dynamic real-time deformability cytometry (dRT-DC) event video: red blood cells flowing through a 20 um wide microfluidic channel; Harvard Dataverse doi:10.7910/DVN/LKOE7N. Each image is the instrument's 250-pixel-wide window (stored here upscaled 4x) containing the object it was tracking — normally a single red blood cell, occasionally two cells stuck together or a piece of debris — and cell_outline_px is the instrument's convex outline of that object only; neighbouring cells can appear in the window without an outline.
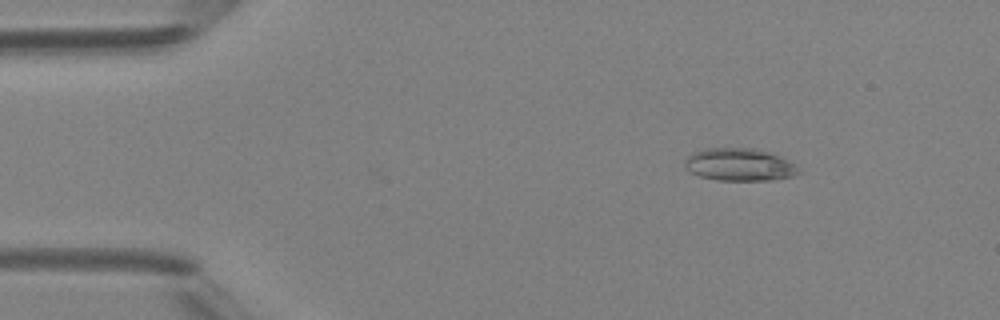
{"species": "Egyptian fruit bat (a non-hibernating species)", "species_latin": "Rousettus aegyptiacus", "temperature_condition": "room temperature", "stored_images_in_passage": 4, "camera_frame_rate_fps": 3000, "um_per_image_px": 0.085, "animal": {"sex": "female"}, "frame": {"image": 1, "passage_image": 2, "time_ms": 1.0, "image_size_px": [1000, 320], "cell_outline_px": [[800, 172], [792, 176], [776, 180], [716, 180], [700, 176], [692, 172], [684, 164], [688, 156], [692, 152], [704, 148], [752, 148], [772, 152], [784, 156], [796, 164]], "centroid_in_image_um": [62.92, 13.98], "position_along_channel_um": 22.1, "area_um2": 21.85}}